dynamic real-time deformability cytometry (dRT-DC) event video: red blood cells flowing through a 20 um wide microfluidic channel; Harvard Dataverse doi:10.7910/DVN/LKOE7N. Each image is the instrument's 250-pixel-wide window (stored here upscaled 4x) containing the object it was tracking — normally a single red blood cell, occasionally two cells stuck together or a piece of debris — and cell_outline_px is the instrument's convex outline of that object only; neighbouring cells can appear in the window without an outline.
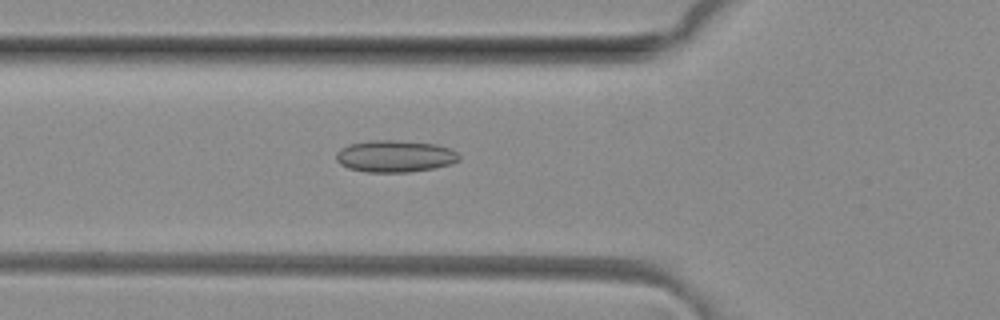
{"species": "common noctule bat (a hibernating species)", "species_latin": "Nyctalus noctula", "temperature_condition": "room temperature", "stored_images_in_passage": 41, "camera_frame_rate_fps": 3000, "um_per_image_px": 0.085, "animal": {"sex": "female", "body_mass_g": 29.2, "forearm_length_mm": 56.3}, "frame": {"image": 1, "passage_image": 9, "time_ms": 2.667, "image_size_px": [1000, 320], "cell_outline_px": [[460, 160], [452, 164], [432, 168], [408, 172], [364, 172], [348, 168], [340, 164], [336, 160], [336, 152], [340, 148], [348, 144], [372, 140], [392, 140], [436, 144], [448, 148], [456, 152], [460, 156]], "centroid_in_image_um": [33.54, 13.28], "position_along_channel_um": 92.3, "area_um2": 22.89}}
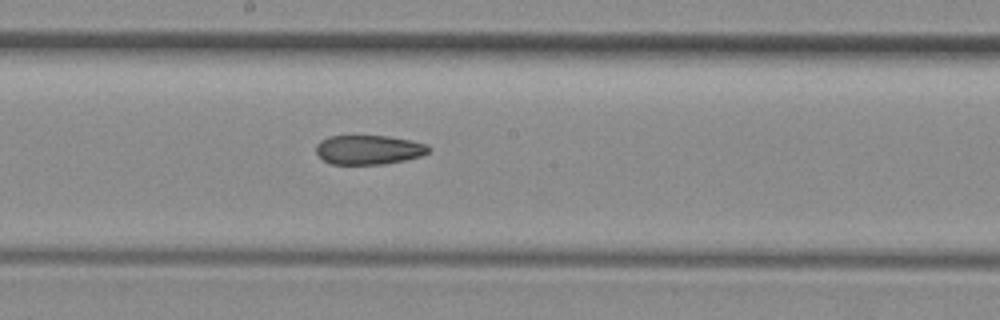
{"frame": {"image": 2, "passage_image": 18, "time_ms": 5.667, "image_size_px": [1000, 320], "cell_outline_px": [[428, 152], [420, 156], [404, 160], [384, 164], [332, 164], [324, 160], [316, 152], [316, 144], [320, 140], [328, 136], [388, 136], [428, 144]], "centroid_in_image_um": [31.31, 12.72], "position_along_channel_um": 216.9, "area_um2": 19.07}}
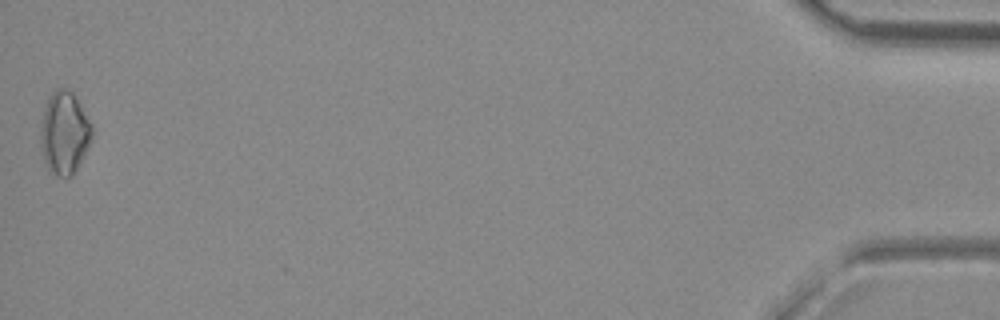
{"frame": {"image": 3, "passage_image": 41, "time_ms": 13.333, "image_size_px": [1000, 320], "cell_outline_px": [[92, 136], [84, 156], [72, 176], [56, 176], [48, 168], [44, 160], [40, 144], [40, 132], [44, 108], [52, 92], [56, 88], [64, 88], [72, 92], [92, 124]], "centroid_in_image_um": [5.47, 11.3], "position_along_channel_um": 429.7, "area_um2": 24.51}}